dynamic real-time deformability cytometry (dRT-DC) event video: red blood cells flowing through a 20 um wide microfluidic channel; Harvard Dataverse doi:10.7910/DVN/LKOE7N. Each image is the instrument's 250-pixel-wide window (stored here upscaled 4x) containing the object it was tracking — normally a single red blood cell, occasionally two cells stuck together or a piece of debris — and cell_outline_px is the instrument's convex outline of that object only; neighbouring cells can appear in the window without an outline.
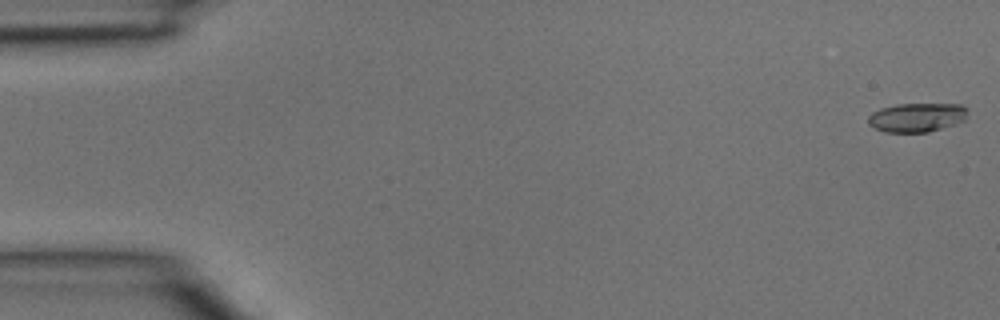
{"species": "common noctule bat (a hibernating species)", "species_latin": "Nyctalus noctula", "temperature_condition": "room temperature", "stored_images_in_passage": 3, "camera_frame_rate_fps": 3000, "um_per_image_px": 0.085, "animal": {"sex": "male", "body_mass_g": 15.6}, "frame": {"image": 1, "passage_image": 1, "time_ms": 0.0, "image_size_px": [1000, 320], "cell_outline_px": [[968, 112], [964, 120], [928, 132], [884, 132], [868, 124], [868, 116], [872, 112], [880, 108], [896, 104], [960, 104], [968, 108]], "centroid_in_image_um": [77.91, 9.97], "position_along_channel_um": 7.1, "area_um2": 16.76}}